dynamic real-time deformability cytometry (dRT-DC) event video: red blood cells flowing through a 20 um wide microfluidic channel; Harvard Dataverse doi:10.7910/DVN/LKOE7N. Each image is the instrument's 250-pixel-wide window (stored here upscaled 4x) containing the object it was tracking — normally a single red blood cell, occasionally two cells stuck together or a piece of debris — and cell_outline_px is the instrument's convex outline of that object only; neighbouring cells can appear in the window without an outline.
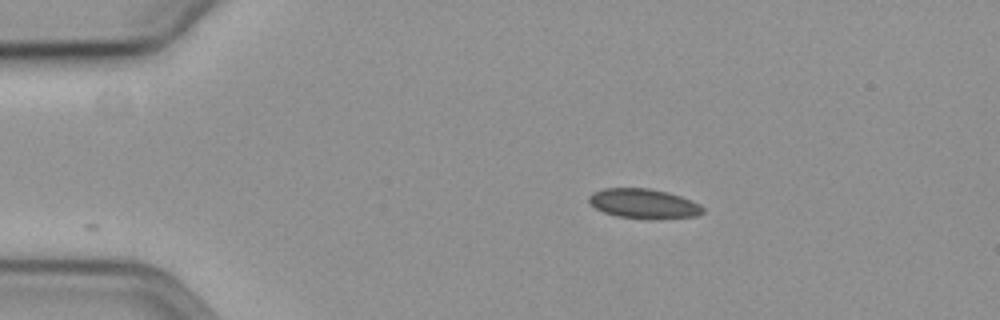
{"species": "common noctule bat (a hibernating species)", "species_latin": "Nyctalus noctula", "temperature_condition": "cold", "stored_images_in_passage": 32, "camera_frame_rate_fps": 3000, "um_per_image_px": 0.085, "animal": {"sex": "female", "body_mass_g": 19.3, "forearm_length_mm": 54.1}, "frame": {"image": 1, "passage_image": 1, "time_ms": 0.0, "image_size_px": [1000, 320], "cell_outline_px": [[704, 212], [696, 216], [652, 220], [648, 220], [616, 216], [604, 212], [596, 208], [588, 200], [588, 196], [592, 192], [604, 188], [648, 188], [668, 192], [692, 200], [700, 204], [704, 208]], "centroid_in_image_um": [54.73, 17.32], "position_along_channel_um": 30.3, "area_um2": 20.0}}
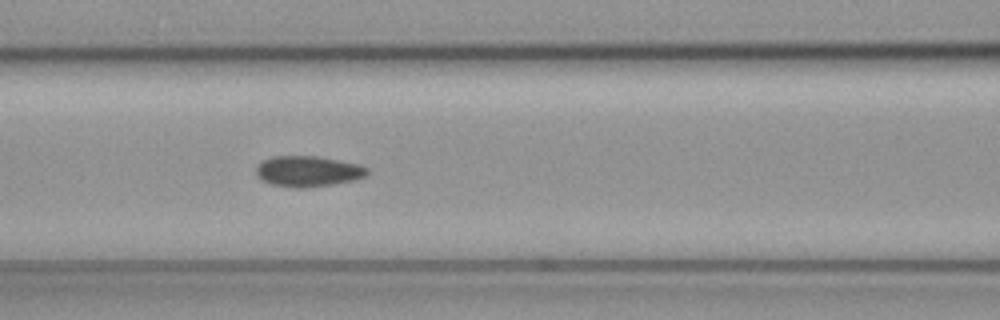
{"frame": {"image": 2, "passage_image": 15, "time_ms": 4.667, "image_size_px": [1000, 320], "cell_outline_px": [[368, 172], [364, 176], [356, 180], [308, 188], [292, 188], [272, 184], [260, 180], [256, 172], [256, 168], [264, 160], [272, 156], [316, 156], [360, 164], [368, 168]], "centroid_in_image_um": [26.18, 14.57], "position_along_channel_um": 140.4, "area_um2": 19.94}}
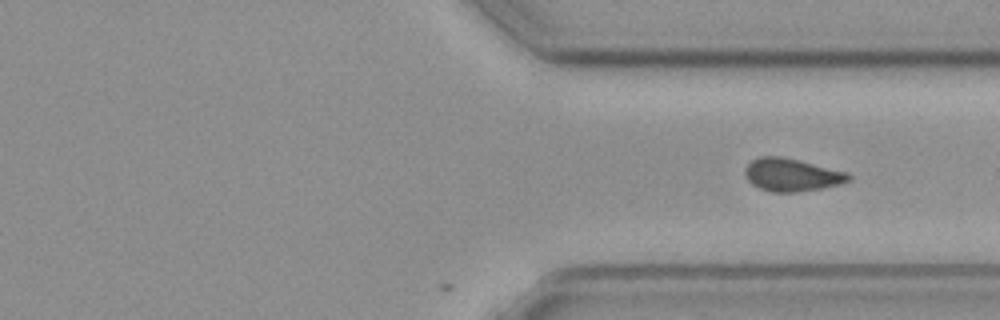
{"frame": {"image": 3, "passage_image": 32, "time_ms": 10.333, "image_size_px": [1000, 320], "cell_outline_px": [[852, 180], [840, 184], [820, 188], [796, 192], [772, 192], [760, 188], [752, 184], [748, 180], [744, 172], [744, 168], [752, 160], [760, 156], [780, 156], [848, 172], [852, 176]], "centroid_in_image_um": [67.3, 14.86], "position_along_channel_um": 344.1, "area_um2": 19.71}}